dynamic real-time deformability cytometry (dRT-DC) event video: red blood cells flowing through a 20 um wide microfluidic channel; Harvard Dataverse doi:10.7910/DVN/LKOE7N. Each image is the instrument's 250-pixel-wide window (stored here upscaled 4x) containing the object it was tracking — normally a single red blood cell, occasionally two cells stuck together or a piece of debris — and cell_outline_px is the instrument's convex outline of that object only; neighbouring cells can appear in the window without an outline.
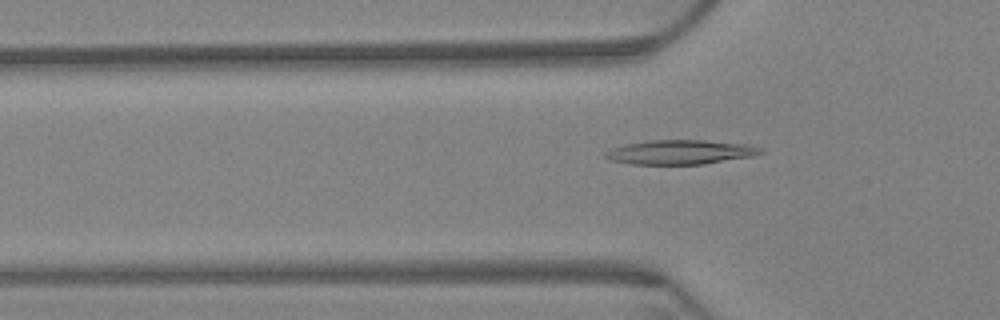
{"species": "Egyptian fruit bat (a non-hibernating species)", "species_latin": "Rousettus aegyptiacus", "temperature_condition": "warm", "stored_images_in_passage": 64, "camera_frame_rate_fps": 3000, "um_per_image_px": 0.085, "animal": {"sex": "female"}, "frame": {"image": 1, "passage_image": 21, "time_ms": 6.667, "image_size_px": [1000, 320], "cell_outline_px": [[764, 152], [752, 156], [704, 164], [632, 164], [612, 160], [604, 156], [604, 152], [612, 148], [628, 144], [648, 140], [704, 140], [752, 144], [764, 148]], "centroid_in_image_um": [57.9, 12.92], "position_along_channel_um": 67.9, "area_um2": 22.08}}
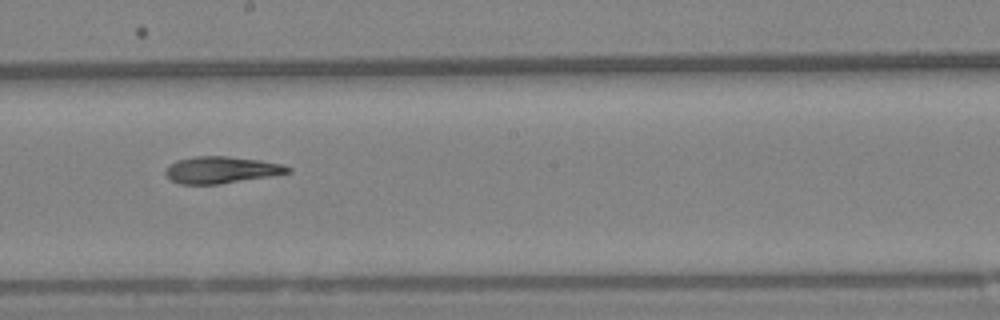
{"frame": {"image": 2, "passage_image": 36, "time_ms": 11.667, "image_size_px": [1000, 320], "cell_outline_px": [[292, 172], [220, 184], [180, 184], [172, 180], [164, 172], [168, 164], [176, 160], [196, 156], [228, 156], [260, 160], [284, 164], [292, 168]], "centroid_in_image_um": [18.81, 14.43], "position_along_channel_um": 229.4, "area_um2": 19.13}}
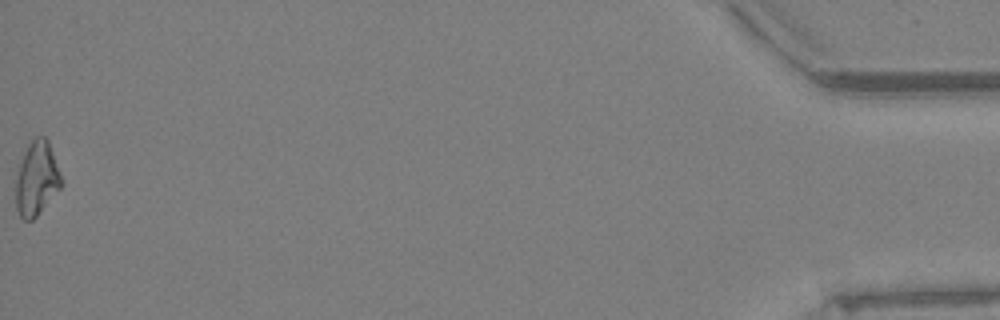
{"frame": {"image": 3, "passage_image": 64, "time_ms": 21.0, "image_size_px": [1000, 320], "cell_outline_px": [[60, 188], [36, 216], [32, 220], [24, 220], [20, 216], [16, 208], [16, 180], [20, 164], [24, 152], [28, 144], [36, 136], [44, 136], [48, 140], [60, 176]], "centroid_in_image_um": [3.09, 15.18], "position_along_channel_um": 432.1, "area_um2": 19.02}, "authors_computed_cell_mechanics": {"area_um2": 19.7676, "velocity_mm_per_s": 3.2419, "shape_relaxation_time_tau1_ms": null, "shape_relaxation_time_tau2_ms": 5.4707, "deformation_change_tau1": null, "deformation_change_tau2": 0.1206}}